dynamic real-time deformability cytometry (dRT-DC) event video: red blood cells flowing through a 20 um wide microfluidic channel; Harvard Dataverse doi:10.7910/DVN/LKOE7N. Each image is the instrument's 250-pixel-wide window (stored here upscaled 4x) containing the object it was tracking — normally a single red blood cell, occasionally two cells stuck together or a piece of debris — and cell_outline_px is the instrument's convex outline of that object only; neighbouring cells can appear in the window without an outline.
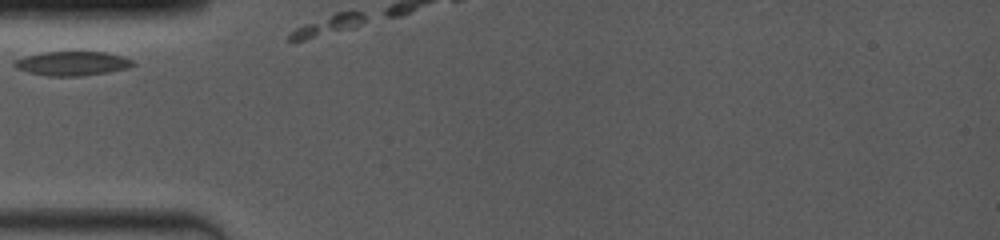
{"species": "common noctule bat (a hibernating species)", "species_latin": "Nyctalus noctula", "temperature_condition": "room temperature", "stored_images_in_passage": 8, "camera_frame_rate_fps": 4000, "um_per_image_px": 0.085, "animal": {"sex": "female", "body_mass_g": 19.0, "forearm_length_mm": 53.3}, "frame": {"image": 1, "passage_image": 1, "time_ms": 0.0, "image_size_px": [1000, 240], "cell_outline_px": [[136, 64], [128, 68], [108, 72], [80, 76], [48, 76], [28, 72], [16, 68], [12, 64], [12, 60], [44, 52], [104, 52], [120, 56], [132, 60]], "centroid_in_image_um": [6.12, 5.4], "position_along_channel_um": 78.9, "area_um2": 16.59}}
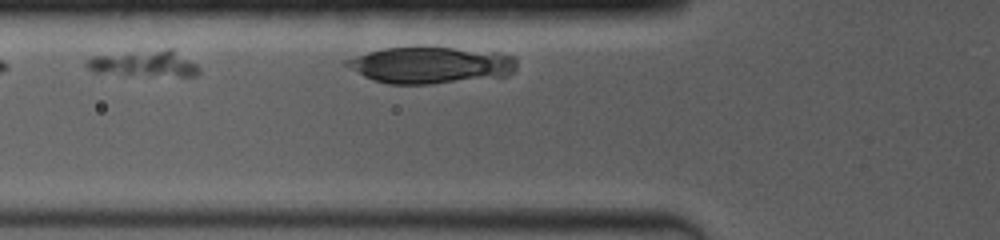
{"frame": {"image": 2, "passage_image": 4, "time_ms": 2.5, "image_size_px": [1000, 240], "cell_outline_px": [[200, 72], [196, 76], [124, 76], [92, 72], [84, 64], [92, 56], [168, 48], [172, 48], [196, 64], [200, 68]], "centroid_in_image_um": [12.26, 5.43], "position_along_channel_um": 113.5, "area_um2": 17.69}}